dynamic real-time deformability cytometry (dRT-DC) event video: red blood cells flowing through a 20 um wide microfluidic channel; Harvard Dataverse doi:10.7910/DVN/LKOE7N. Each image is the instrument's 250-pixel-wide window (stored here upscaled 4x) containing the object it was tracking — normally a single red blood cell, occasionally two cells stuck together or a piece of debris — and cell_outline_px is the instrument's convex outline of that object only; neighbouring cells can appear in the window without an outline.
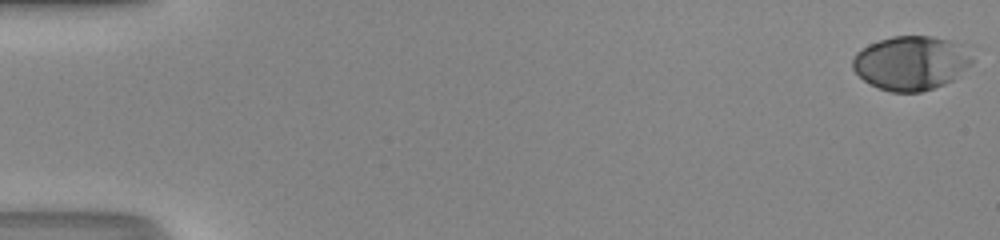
{"species": "human", "species_latin": "Homo sapiens", "temperature_condition": "room temperature", "stored_images_in_passage": 52, "camera_frame_rate_fps": 3000, "um_per_image_px": 0.085, "donor": {"sex": "male"}, "frame": {"image": 1, "passage_image": 1, "time_ms": 0.0, "image_size_px": [1000, 240], "cell_outline_px": [[972, 64], [952, 80], [944, 84], [920, 92], [892, 92], [880, 88], [864, 80], [852, 68], [852, 60], [856, 52], [860, 48], [868, 44], [892, 36], [932, 36], [964, 44], [972, 60]], "centroid_in_image_um": [77.43, 5.34], "position_along_channel_um": 7.6, "area_um2": 37.63}}
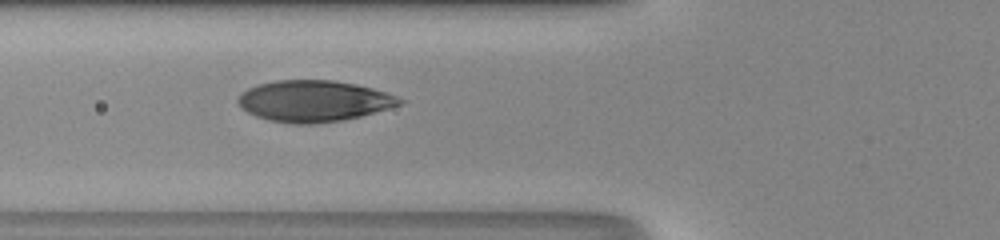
{"frame": {"image": 2, "passage_image": 21, "time_ms": 6.667, "image_size_px": [1000, 240], "cell_outline_px": [[408, 100], [404, 104], [360, 116], [344, 120], [312, 124], [292, 124], [268, 120], [256, 116], [240, 108], [236, 100], [248, 88], [260, 84], [276, 80], [332, 80], [356, 84], [372, 88]], "centroid_in_image_um": [26.69, 8.59], "position_along_channel_um": 99.1, "area_um2": 38.96}}
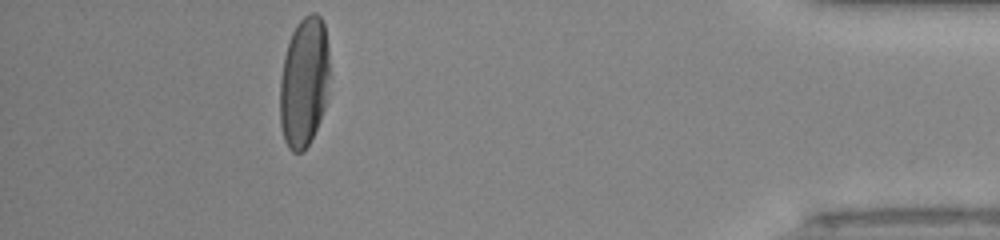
{"frame": {"image": 3, "passage_image": 47, "time_ms": 15.333, "image_size_px": [1000, 240], "cell_outline_px": [[328, 92], [324, 108], [320, 120], [308, 144], [300, 152], [292, 152], [288, 148], [284, 140], [280, 124], [280, 80], [284, 56], [292, 32], [296, 24], [304, 16], [312, 12], [316, 12], [320, 16], [324, 24], [328, 48]], "centroid_in_image_um": [25.83, 6.97], "position_along_channel_um": 409.4, "area_um2": 37.63}, "authors_computed_cell_mechanics": {"area_um2": 38.5237, "velocity_mm_per_s": 4.1879, "shape_relaxation_time_tau1_ms": 3.7578, "shape_relaxation_time_tau2_ms": null, "deformation_change_tau1": 0.2173, "deformation_change_tau2": null}}